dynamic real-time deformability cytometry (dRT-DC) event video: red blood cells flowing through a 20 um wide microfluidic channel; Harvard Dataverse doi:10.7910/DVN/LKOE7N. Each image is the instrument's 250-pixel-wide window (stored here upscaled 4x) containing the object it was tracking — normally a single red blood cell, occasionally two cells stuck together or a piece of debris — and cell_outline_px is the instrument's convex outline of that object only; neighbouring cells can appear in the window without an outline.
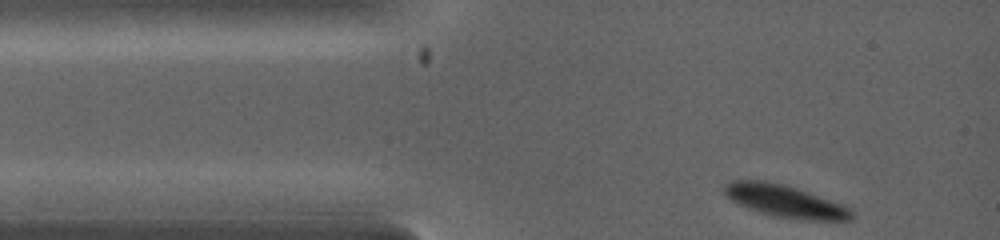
{"species": "common noctule bat (a hibernating species)", "species_latin": "Nyctalus noctula", "temperature_condition": "warm", "stored_images_in_passage": 7, "camera_frame_rate_fps": 5000, "um_per_image_px": 0.085, "animal": {"sex": "female", "body_mass_g": 19.0, "forearm_length_mm": 53.3}, "frame": {"image": 1, "passage_image": 1, "time_ms": 0.0, "image_size_px": [1000, 240], "cell_outline_px": [[852, 220], [804, 220], [776, 216], [760, 212], [736, 204], [724, 196], [724, 184], [732, 180], [764, 180], [784, 184], [844, 204], [852, 212]], "centroid_in_image_um": [66.68, 17.08], "position_along_channel_um": 18.3, "area_um2": 23.99}}
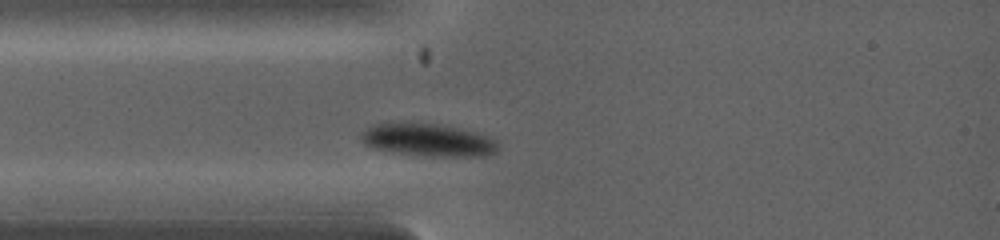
{"frame": {"image": 2, "passage_image": 6, "time_ms": 1.2, "image_size_px": [1000, 240], "cell_outline_px": [[496, 152], [484, 156], [432, 156], [388, 152], [364, 144], [360, 140], [360, 132], [372, 124], [392, 120], [440, 124], [488, 136], [496, 140]], "centroid_in_image_um": [36.25, 11.86], "position_along_channel_um": 48.8, "area_um2": 26.59}}